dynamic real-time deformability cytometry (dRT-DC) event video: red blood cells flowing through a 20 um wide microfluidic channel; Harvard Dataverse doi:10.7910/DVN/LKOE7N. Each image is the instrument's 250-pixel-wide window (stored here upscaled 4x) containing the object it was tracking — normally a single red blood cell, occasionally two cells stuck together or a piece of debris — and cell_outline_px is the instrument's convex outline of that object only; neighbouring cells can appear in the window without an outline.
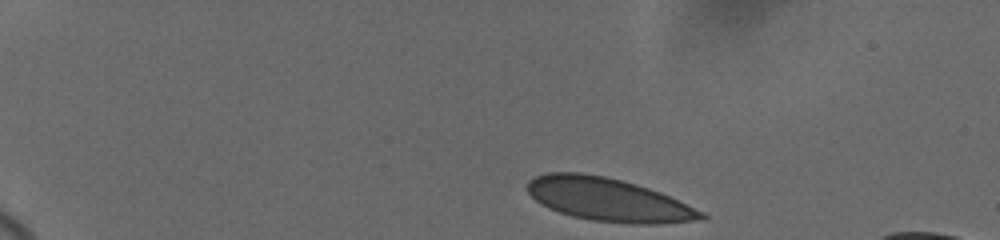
{"species": "human", "species_latin": "Homo sapiens", "temperature_condition": "cold", "stored_images_in_passage": 36, "camera_frame_rate_fps": 3000, "um_per_image_px": 0.085, "donor": {"sex": "female"}, "frame": {"image": 1, "passage_image": 1, "time_ms": 0.0, "image_size_px": [1000, 240], "cell_outline_px": [[708, 216], [704, 220], [656, 224], [632, 224], [592, 220], [572, 216], [548, 208], [540, 204], [528, 192], [528, 180], [536, 176], [548, 172], [580, 172], [604, 176], [636, 184], [660, 192], [704, 212]], "centroid_in_image_um": [51.72, 16.97], "position_along_channel_um": 33.3, "area_um2": 43.7}}
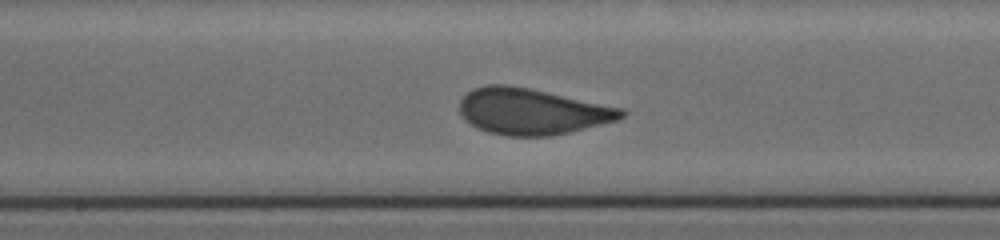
{"frame": {"image": 2, "passage_image": 17, "time_ms": 7.333, "image_size_px": [1000, 240], "cell_outline_px": [[628, 112], [624, 116], [616, 120], [568, 132], [548, 136], [508, 136], [488, 132], [476, 128], [464, 120], [460, 112], [460, 100], [472, 88], [488, 84], [508, 84], [528, 88], [624, 108]], "centroid_in_image_um": [45.18, 9.47], "position_along_channel_um": 203.0, "area_um2": 43.41}}
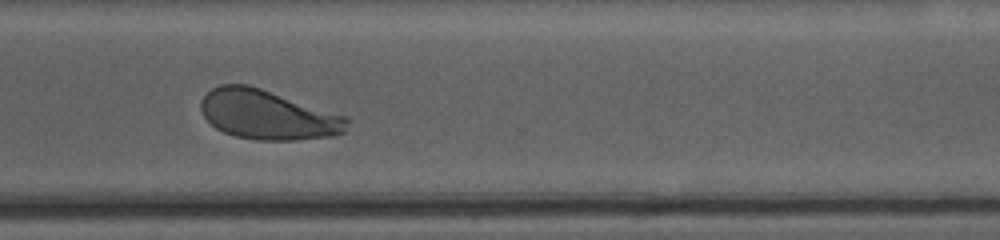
{"frame": {"image": 3, "passage_image": 35, "time_ms": 11.333, "image_size_px": [1000, 240], "cell_outline_px": [[348, 120], [344, 132], [332, 136], [296, 140], [256, 140], [236, 136], [224, 132], [216, 128], [204, 116], [200, 108], [200, 100], [212, 88], [220, 84], [248, 84], [348, 116]], "centroid_in_image_um": [22.75, 9.75], "position_along_channel_um": 347.8, "area_um2": 42.14}}